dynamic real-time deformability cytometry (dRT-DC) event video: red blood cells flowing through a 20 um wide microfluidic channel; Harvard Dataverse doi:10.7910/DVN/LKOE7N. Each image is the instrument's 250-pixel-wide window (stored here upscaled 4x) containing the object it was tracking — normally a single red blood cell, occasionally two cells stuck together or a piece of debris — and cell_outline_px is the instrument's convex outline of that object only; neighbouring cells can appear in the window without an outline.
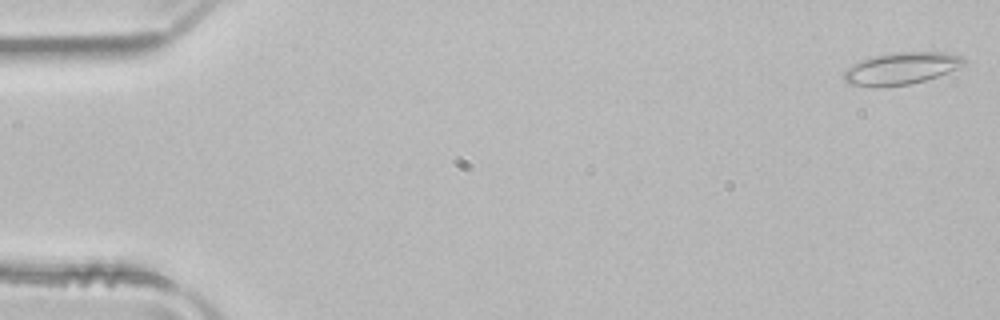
{"species": "common noctule bat (a hibernating species)", "species_latin": "Nyctalus noctula", "temperature_condition": "room temperature", "stored_images_in_passage": 51, "camera_frame_rate_fps": 3000, "um_per_image_px": 0.085, "animal": {"sex": "male", "body_mass_g": 21.5, "forearm_length_mm": 52.0}, "frame": {"image": 1, "passage_image": 1, "time_ms": 0.0, "image_size_px": [1000, 320], "cell_outline_px": [[968, 64], [948, 72], [912, 84], [848, 84], [844, 80], [844, 72], [852, 64], [872, 56], [888, 52], [944, 52], [964, 56], [968, 60]], "centroid_in_image_um": [76.71, 5.75], "position_along_channel_um": 8.3, "area_um2": 21.96}}
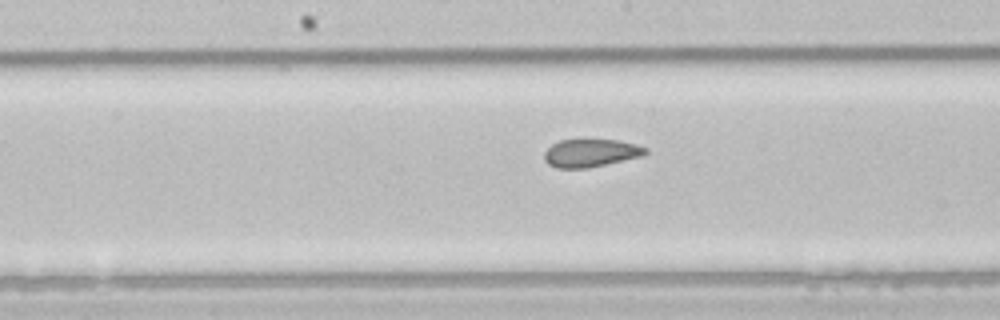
{"frame": {"image": 2, "passage_image": 26, "time_ms": 8.333, "image_size_px": [1000, 320], "cell_outline_px": [[648, 152], [640, 156], [588, 168], [556, 168], [548, 164], [544, 160], [544, 152], [552, 144], [560, 140], [620, 140], [636, 144], [648, 148]], "centroid_in_image_um": [50.19, 13.0], "position_along_channel_um": 198.0, "area_um2": 16.36}}
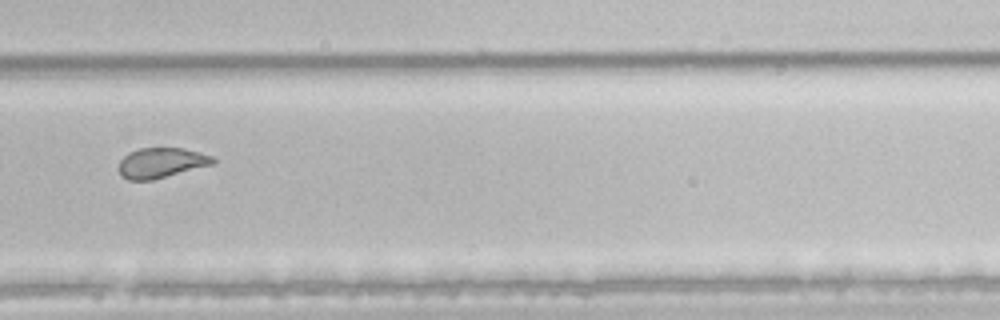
{"frame": {"image": 3, "passage_image": 35, "time_ms": 11.333, "image_size_px": [1000, 320], "cell_outline_px": [[216, 160], [212, 164], [152, 180], [128, 180], [120, 176], [120, 160], [128, 152], [140, 148], [184, 148], [200, 152], [212, 156]], "centroid_in_image_um": [13.69, 13.83], "position_along_channel_um": 316.1, "area_um2": 16.42}, "authors_computed_cell_mechanics": {"area_um2": 18.9006, "velocity_mm_per_s": 3.9567, "shape_relaxation_time_tau1_ms": null, "shape_relaxation_time_tau2_ms": 1.1657, "deformation_change_tau1": null, "deformation_change_tau2": 0.0696}}